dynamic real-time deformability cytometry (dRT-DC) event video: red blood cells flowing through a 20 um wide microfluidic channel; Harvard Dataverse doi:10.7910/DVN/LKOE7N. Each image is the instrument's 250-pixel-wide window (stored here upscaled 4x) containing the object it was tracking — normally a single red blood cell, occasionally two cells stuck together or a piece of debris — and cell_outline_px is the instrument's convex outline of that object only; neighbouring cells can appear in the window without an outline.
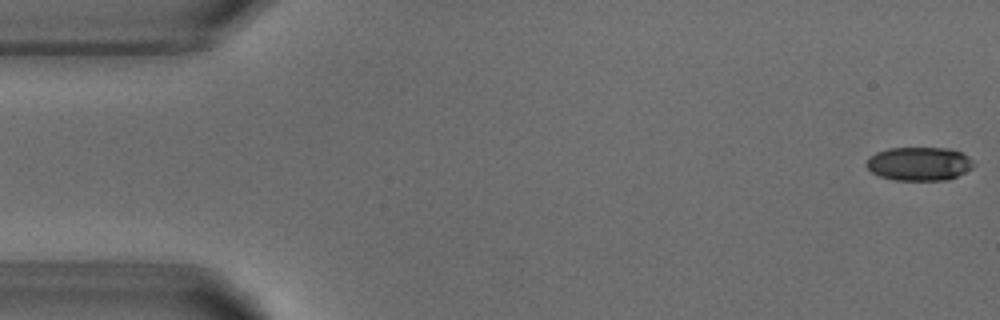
{"species": "common noctule bat (a hibernating species)", "species_latin": "Nyctalus noctula", "temperature_condition": "warm", "stored_images_in_passage": 52, "camera_frame_rate_fps": 3000, "um_per_image_px": 0.085, "animal": {"sex": "male", "body_mass_g": 18.8}, "frame": {"image": 1, "passage_image": 1, "time_ms": 0.0, "image_size_px": [1000, 320], "cell_outline_px": [[972, 168], [948, 180], [892, 180], [880, 176], [872, 172], [864, 164], [868, 156], [876, 152], [888, 148], [948, 148], [960, 152], [968, 156], [972, 160]], "centroid_in_image_um": [78.07, 13.92], "position_along_channel_um": 6.9, "area_um2": 21.04}}
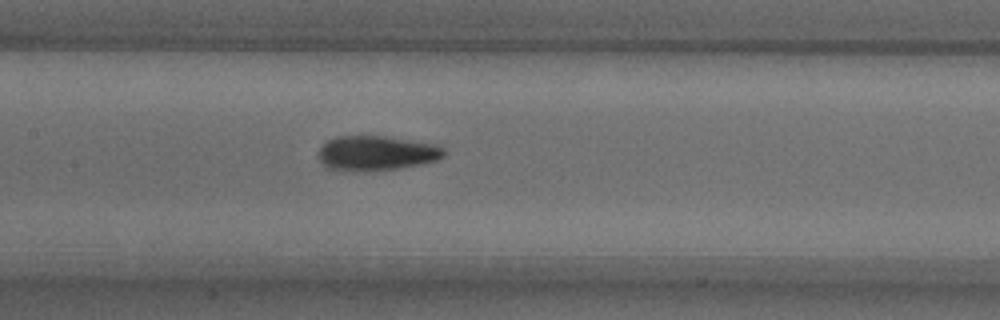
{"frame": {"image": 2, "passage_image": 24, "time_ms": 7.667, "image_size_px": [1000, 320], "cell_outline_px": [[444, 156], [436, 160], [424, 164], [400, 168], [364, 172], [352, 172], [328, 168], [320, 160], [320, 148], [328, 140], [336, 136], [384, 136], [436, 144], [444, 148]], "centroid_in_image_um": [32.01, 13.03], "position_along_channel_um": 175.4, "area_um2": 25.55}}
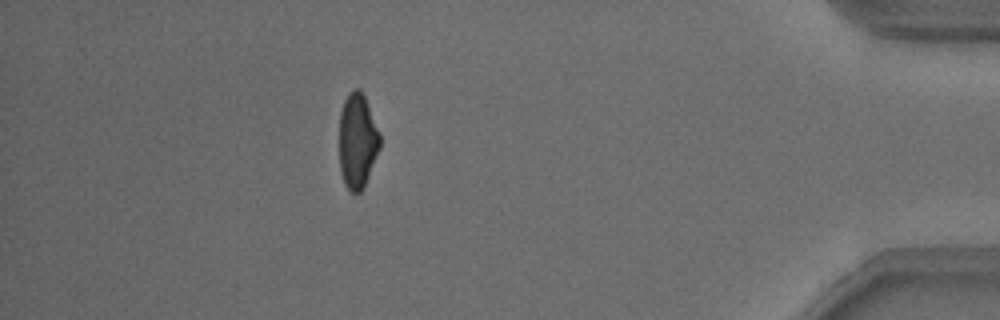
{"frame": {"image": 3, "passage_image": 46, "time_ms": 15.0, "image_size_px": [1000, 320], "cell_outline_px": [[380, 148], [364, 188], [360, 192], [352, 192], [344, 184], [340, 172], [340, 112], [344, 100], [356, 88], [360, 88], [364, 96], [380, 132]], "centroid_in_image_um": [30.39, 12.01], "position_along_channel_um": 404.8, "area_um2": 22.43}, "authors_computed_cell_mechanics": {"area_um2": 23.698, "velocity_mm_per_s": 3.8426, "shape_relaxation_time_tau1_ms": 4.0376, "shape_relaxation_time_tau2_ms": 2.7692, "deformation_change_tau1": 0.1687, "deformation_change_tau2": 0.1047}}